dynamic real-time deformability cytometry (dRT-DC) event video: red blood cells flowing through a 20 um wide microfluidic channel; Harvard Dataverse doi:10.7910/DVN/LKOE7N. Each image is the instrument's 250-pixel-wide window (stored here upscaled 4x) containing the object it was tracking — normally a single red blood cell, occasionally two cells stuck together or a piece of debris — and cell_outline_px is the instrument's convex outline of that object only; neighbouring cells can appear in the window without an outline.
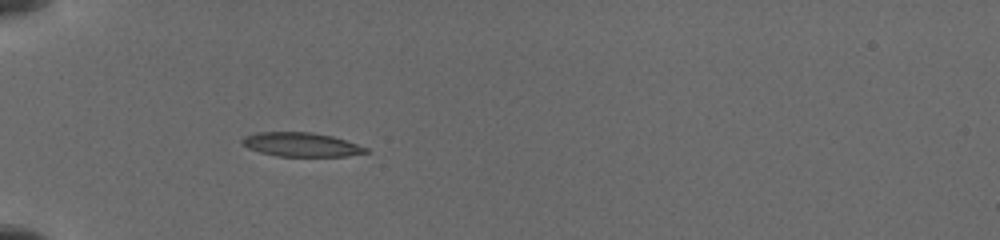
{"species": "common noctule bat (a hibernating species)", "species_latin": "Nyctalus noctula", "temperature_condition": "cold", "stored_images_in_passage": 11, "camera_frame_rate_fps": 3000, "um_per_image_px": 0.085, "animal": {"sex": "female", "body_mass_g": 19.5, "forearm_length_mm": 54.1}, "frame": {"image": 1, "passage_image": 7, "time_ms": 5.333, "image_size_px": [1000, 240], "cell_outline_px": [[368, 152], [344, 156], [280, 156], [260, 152], [248, 148], [240, 140], [244, 136], [256, 132], [312, 132], [332, 136], [368, 148]], "centroid_in_image_um": [25.57, 12.28], "position_along_channel_um": 59.4, "area_um2": 17.11}}
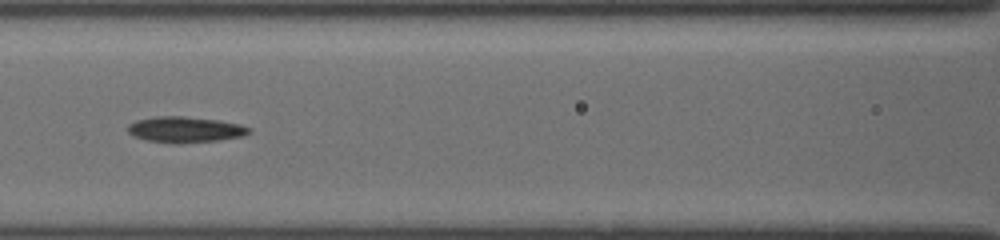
{"frame": {"image": 2, "passage_image": 10, "time_ms": 8.0, "image_size_px": [1000, 240], "cell_outline_px": [[252, 128], [244, 136], [220, 140], [176, 144], [148, 140], [136, 136], [128, 132], [128, 124], [136, 120], [152, 116], [184, 116], [220, 120], [240, 124]], "centroid_in_image_um": [15.75, 11.0], "position_along_channel_um": 150.8, "area_um2": 18.38}}